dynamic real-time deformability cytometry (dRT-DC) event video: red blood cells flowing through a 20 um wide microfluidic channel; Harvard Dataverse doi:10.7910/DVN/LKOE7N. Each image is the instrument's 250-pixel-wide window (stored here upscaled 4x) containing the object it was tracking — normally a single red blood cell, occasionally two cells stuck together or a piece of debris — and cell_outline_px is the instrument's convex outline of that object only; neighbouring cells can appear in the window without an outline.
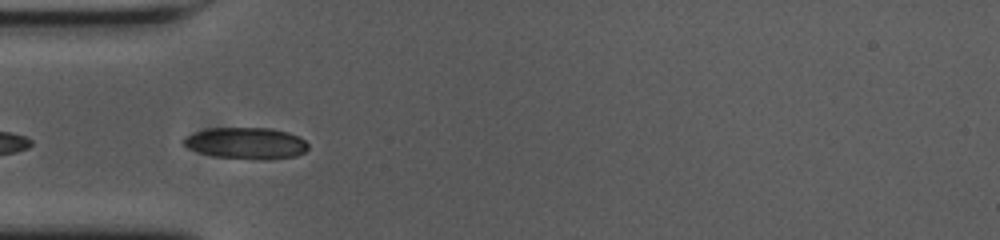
{"species": "common noctule bat (a hibernating species)", "species_latin": "Nyctalus noctula", "temperature_condition": "cold", "stored_images_in_passage": 8, "camera_frame_rate_fps": 3000, "um_per_image_px": 0.085, "animal": {"sex": "female", "body_mass_g": 23.0, "forearm_length_mm": 53.4}, "frame": {"image": 1, "passage_image": 2, "time_ms": 0.333, "image_size_px": [1000, 240], "cell_outline_px": [[308, 148], [304, 152], [296, 156], [268, 160], [264, 160], [216, 156], [200, 152], [188, 148], [180, 144], [180, 140], [184, 136], [196, 132], [212, 128], [272, 128], [288, 132], [304, 140], [308, 144]], "centroid_in_image_um": [20.9, 12.17], "position_along_channel_um": 64.1, "area_um2": 22.89}}
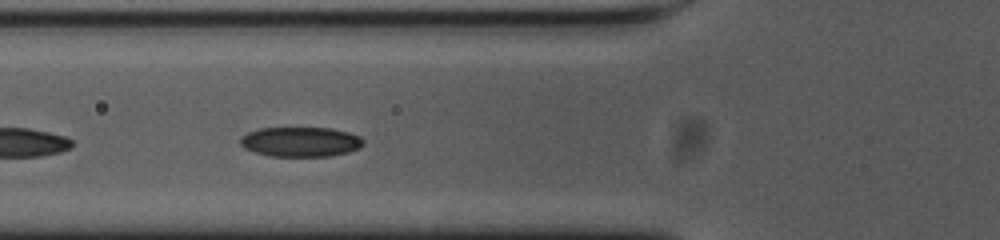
{"frame": {"image": 2, "passage_image": 5, "time_ms": 1.333, "image_size_px": [1000, 240], "cell_outline_px": [[364, 144], [360, 148], [348, 152], [328, 156], [272, 156], [256, 152], [244, 148], [240, 144], [240, 136], [248, 132], [260, 128], [332, 128], [348, 132], [360, 136], [364, 140]], "centroid_in_image_um": [25.56, 12.05], "position_along_channel_um": 100.2, "area_um2": 21.39}}